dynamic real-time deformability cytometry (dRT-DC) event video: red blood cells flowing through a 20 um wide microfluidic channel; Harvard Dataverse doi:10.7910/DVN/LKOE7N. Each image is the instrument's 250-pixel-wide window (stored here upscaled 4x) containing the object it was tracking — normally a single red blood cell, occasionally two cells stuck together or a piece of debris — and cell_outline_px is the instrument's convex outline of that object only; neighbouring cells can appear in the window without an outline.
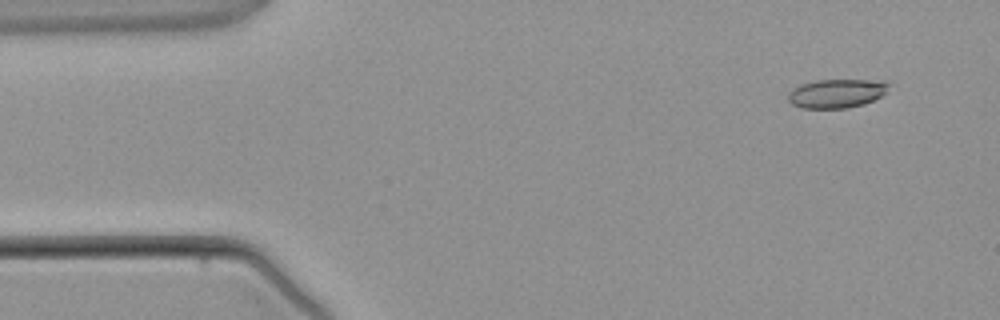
{"species": "common noctule bat (a hibernating species)", "species_latin": "Nyctalus noctula", "temperature_condition": "warm", "stored_images_in_passage": 3, "camera_frame_rate_fps": 3000, "um_per_image_px": 0.085, "animal": {"sex": "male", "body_mass_g": 21.5, "forearm_length_mm": 52.0}, "frame": {"image": 1, "passage_image": 1, "time_ms": 0.0, "image_size_px": [1000, 320], "cell_outline_px": [[888, 84], [884, 92], [880, 96], [864, 104], [848, 108], [804, 108], [792, 104], [788, 100], [788, 92], [800, 84], [816, 80], [884, 80]], "centroid_in_image_um": [71.07, 7.94], "position_along_channel_um": 13.9, "area_um2": 16.76}}
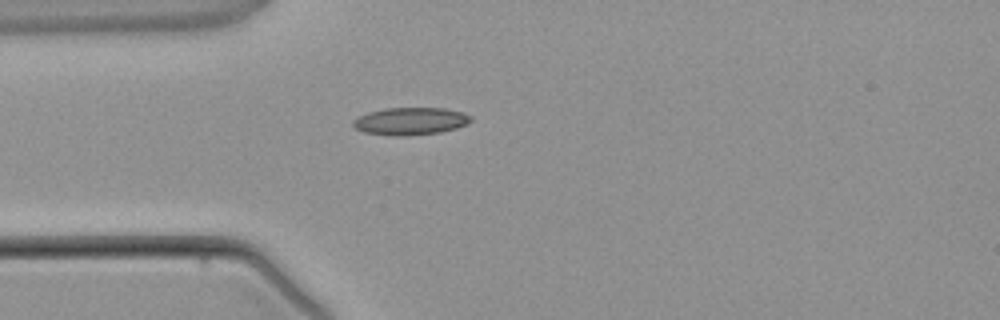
{"frame": {"image": 2, "passage_image": 3, "time_ms": 2.667, "image_size_px": [1000, 320], "cell_outline_px": [[472, 120], [456, 128], [440, 132], [404, 136], [392, 136], [364, 132], [356, 128], [352, 124], [352, 120], [356, 116], [368, 112], [384, 108], [444, 108], [464, 112], [472, 116]], "centroid_in_image_um": [34.85, 10.29], "position_along_channel_um": 50.1, "area_um2": 18.96}}